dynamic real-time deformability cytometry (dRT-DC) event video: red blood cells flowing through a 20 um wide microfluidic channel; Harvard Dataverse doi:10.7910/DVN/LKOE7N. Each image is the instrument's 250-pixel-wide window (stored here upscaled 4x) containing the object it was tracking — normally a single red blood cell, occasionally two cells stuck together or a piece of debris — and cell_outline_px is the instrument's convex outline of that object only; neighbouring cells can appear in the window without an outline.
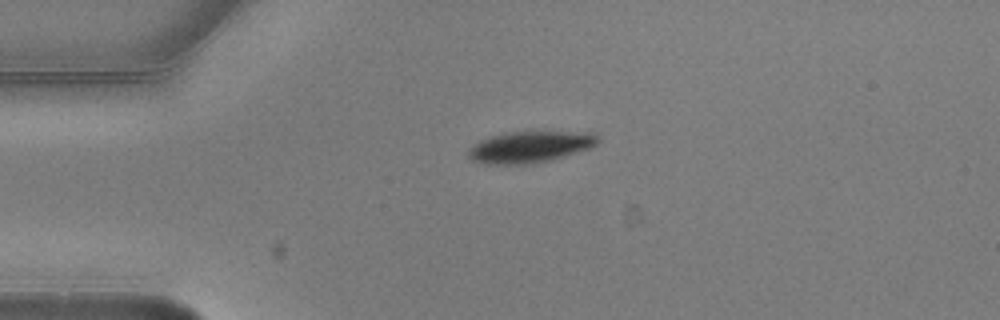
{"species": "common noctule bat (a hibernating species)", "species_latin": "Nyctalus noctula", "temperature_condition": "warm", "stored_images_in_passage": 3, "camera_frame_rate_fps": 3000, "um_per_image_px": 0.085, "animal": {"sex": "male", "body_mass_g": 20.5, "forearm_length_mm": 52.5}, "frame": {"image": 1, "passage_image": 1, "time_ms": 0.0, "image_size_px": [1000, 320], "cell_outline_px": [[600, 140], [596, 144], [588, 148], [552, 160], [528, 164], [488, 164], [472, 160], [468, 156], [468, 148], [480, 140], [504, 132], [592, 132]], "centroid_in_image_um": [45.02, 12.49], "position_along_channel_um": 40.0, "area_um2": 23.52}}
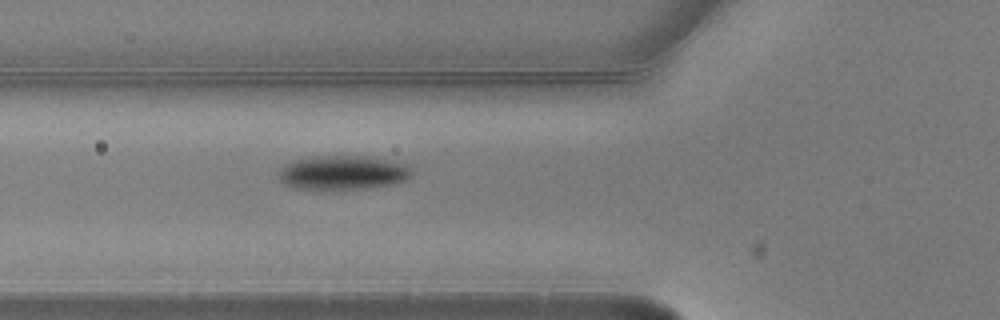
{"frame": {"image": 2, "passage_image": 3, "time_ms": 0.667, "image_size_px": [1000, 320], "cell_outline_px": [[412, 176], [408, 180], [368, 188], [292, 188], [284, 184], [280, 180], [280, 168], [296, 160], [324, 156], [368, 156], [408, 164], [412, 168]], "centroid_in_image_um": [29.21, 14.66], "position_along_channel_um": 96.6, "area_um2": 26.01}}